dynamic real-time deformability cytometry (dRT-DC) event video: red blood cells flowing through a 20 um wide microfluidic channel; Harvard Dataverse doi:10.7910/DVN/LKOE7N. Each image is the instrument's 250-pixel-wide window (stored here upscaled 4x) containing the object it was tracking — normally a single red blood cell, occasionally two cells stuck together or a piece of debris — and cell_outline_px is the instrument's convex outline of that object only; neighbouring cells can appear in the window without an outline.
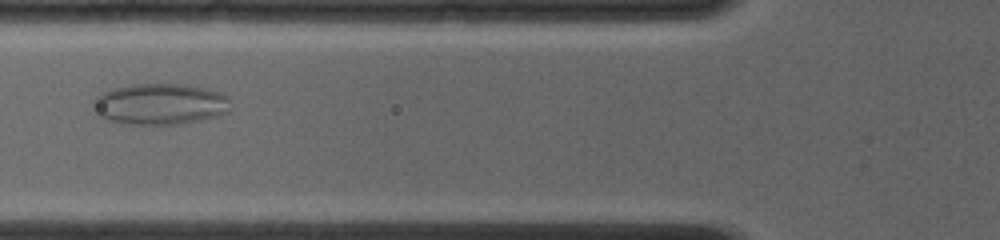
{"species": "common noctule bat (a hibernating species)", "species_latin": "Nyctalus noctula", "temperature_condition": "room temperature", "stored_images_in_passage": 19, "camera_frame_rate_fps": 4000, "um_per_image_px": 0.085, "animal": {"sex": "female", "body_mass_g": 19.0, "forearm_length_mm": 56.7}, "frame": {"image": 1, "passage_image": 14, "time_ms": 4.5, "image_size_px": [1000, 240], "cell_outline_px": [[228, 112], [216, 116], [200, 120], [180, 124], [124, 124], [108, 120], [96, 116], [92, 112], [92, 100], [100, 92], [112, 88], [132, 84], [184, 84], [204, 88], [220, 92], [228, 96]], "centroid_in_image_um": [13.51, 8.85], "position_along_channel_um": 112.3, "area_um2": 33.35}}
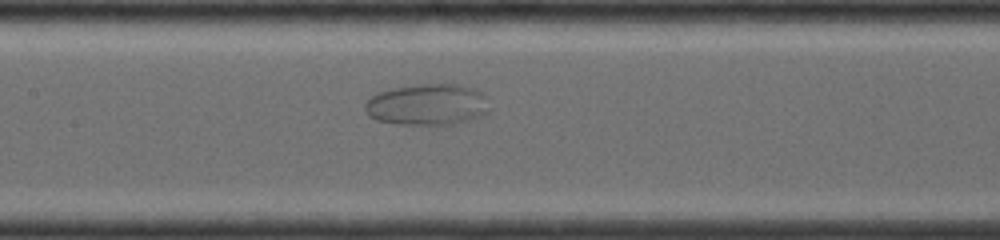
{"frame": {"image": 2, "passage_image": 16, "time_ms": 6.0, "image_size_px": [1000, 240], "cell_outline_px": [[488, 112], [480, 116], [468, 120], [452, 124], [400, 124], [376, 120], [368, 116], [364, 108], [364, 104], [372, 96], [380, 92], [392, 88], [416, 84], [460, 84], [472, 88], [488, 96]], "centroid_in_image_um": [36.33, 8.88], "position_along_channel_um": 171.1, "area_um2": 30.0}}
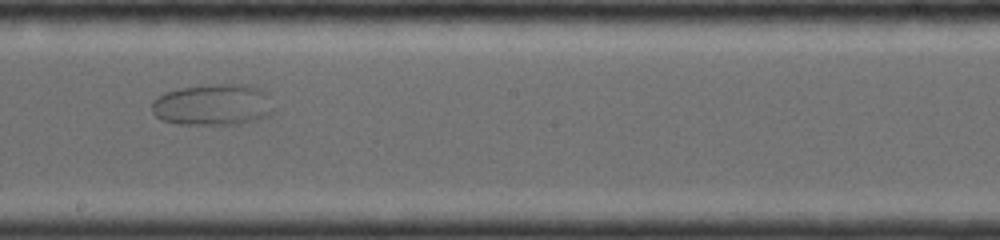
{"frame": {"image": 3, "passage_image": 18, "time_ms": 7.5, "image_size_px": [1000, 240], "cell_outline_px": [[272, 112], [268, 116], [256, 120], [240, 124], [176, 124], [160, 120], [152, 112], [152, 100], [164, 92], [180, 88], [212, 84], [244, 84], [256, 88], [260, 92]], "centroid_in_image_um": [17.96, 8.92], "position_along_channel_um": 230.2, "area_um2": 28.84}}